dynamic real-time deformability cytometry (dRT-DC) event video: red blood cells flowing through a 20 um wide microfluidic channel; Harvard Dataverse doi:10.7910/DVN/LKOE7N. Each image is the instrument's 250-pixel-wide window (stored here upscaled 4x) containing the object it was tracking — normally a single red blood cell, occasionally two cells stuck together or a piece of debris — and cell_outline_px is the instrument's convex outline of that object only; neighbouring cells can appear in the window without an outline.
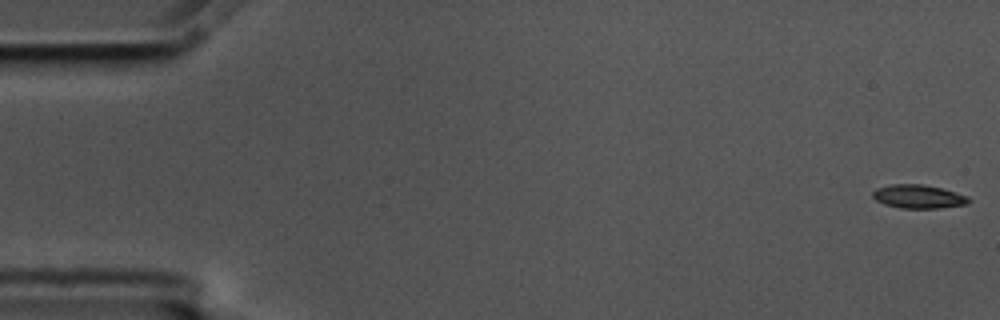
{"species": "common noctule bat (a hibernating species)", "species_latin": "Nyctalus noctula", "temperature_condition": "cold", "stored_images_in_passage": 11, "camera_frame_rate_fps": 3000, "um_per_image_px": 0.085, "animal": {"sex": "male", "body_mass_g": 17.5, "forearm_length_mm": 52.3}, "frame": {"image": 1, "passage_image": 1, "time_ms": 0.0, "image_size_px": [1000, 320], "cell_outline_px": [[972, 200], [968, 204], [936, 208], [900, 208], [884, 204], [876, 200], [872, 196], [872, 192], [876, 188], [892, 184], [920, 184], [940, 188], [956, 192], [968, 196]], "centroid_in_image_um": [78.07, 16.71], "position_along_channel_um": 6.9, "area_um2": 13.18}}